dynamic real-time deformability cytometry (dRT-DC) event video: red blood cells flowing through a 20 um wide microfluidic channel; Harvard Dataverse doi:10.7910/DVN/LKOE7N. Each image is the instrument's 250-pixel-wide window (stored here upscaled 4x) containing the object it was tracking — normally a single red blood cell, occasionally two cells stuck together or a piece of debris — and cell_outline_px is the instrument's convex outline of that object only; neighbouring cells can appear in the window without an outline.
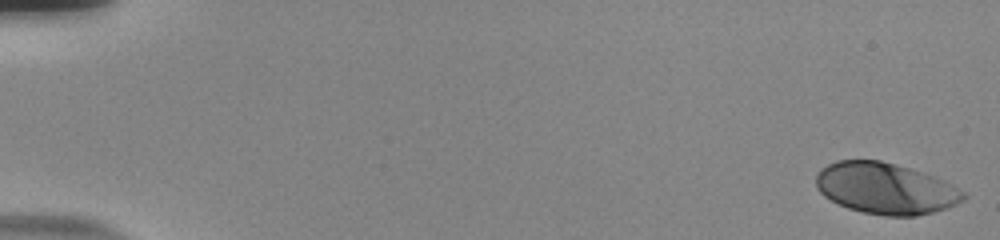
{"species": "human", "species_latin": "Homo sapiens", "temperature_condition": "room temperature", "stored_images_in_passage": 55, "camera_frame_rate_fps": 3000, "um_per_image_px": 0.085, "donor": {"sex": "male"}, "frame": {"image": 1, "passage_image": 1, "time_ms": 0.0, "image_size_px": [1000, 240], "cell_outline_px": [[968, 196], [964, 200], [948, 208], [916, 216], [884, 216], [864, 212], [848, 208], [824, 196], [816, 188], [816, 172], [820, 168], [836, 160], [880, 160], [896, 164], [944, 180], [964, 192]], "centroid_in_image_um": [75.25, 16.02], "position_along_channel_um": 9.7, "area_um2": 43.99}}
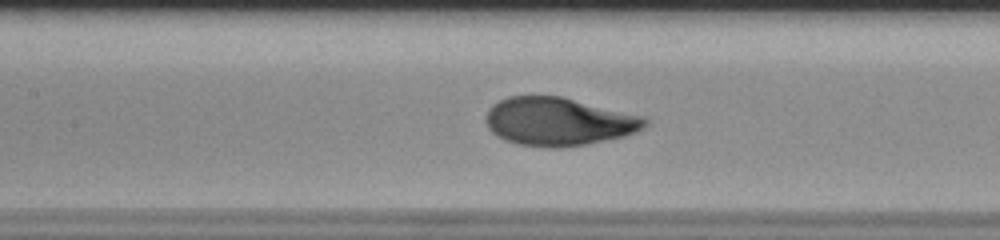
{"frame": {"image": 2, "passage_image": 27, "time_ms": 8.667, "image_size_px": [1000, 240], "cell_outline_px": [[648, 124], [644, 128], [636, 132], [624, 136], [584, 144], [560, 148], [544, 148], [516, 144], [504, 140], [496, 136], [488, 128], [484, 120], [488, 108], [492, 104], [508, 96], [560, 96], [644, 116], [648, 120]], "centroid_in_image_um": [47.44, 10.34], "position_along_channel_um": 160.0, "area_um2": 44.97}}
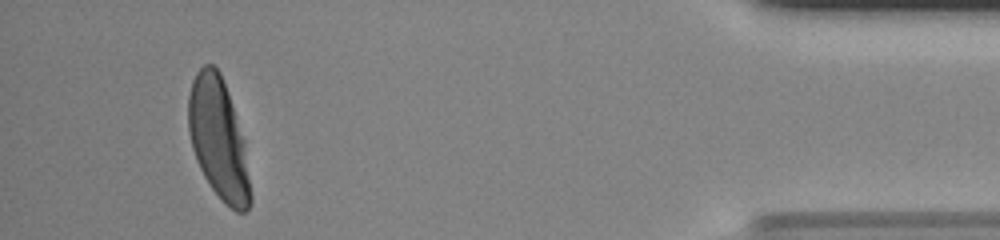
{"frame": {"image": 3, "passage_image": 52, "time_ms": 17.0, "image_size_px": [1000, 240], "cell_outline_px": [[252, 204], [244, 212], [236, 212], [212, 188], [204, 176], [196, 160], [192, 148], [188, 132], [188, 96], [192, 80], [196, 72], [204, 64], [212, 64], [220, 72], [228, 92], [244, 140], [252, 196]], "centroid_in_image_um": [18.56, 11.78], "position_along_channel_um": 416.6, "area_um2": 43.52}, "authors_computed_cell_mechanics": {"area_um2": 43.928, "velocity_mm_per_s": 3.7612, "shape_relaxation_time_tau1_ms": 3.3949, "shape_relaxation_time_tau2_ms": null, "deformation_change_tau1": 0.2054, "deformation_change_tau2": null}}